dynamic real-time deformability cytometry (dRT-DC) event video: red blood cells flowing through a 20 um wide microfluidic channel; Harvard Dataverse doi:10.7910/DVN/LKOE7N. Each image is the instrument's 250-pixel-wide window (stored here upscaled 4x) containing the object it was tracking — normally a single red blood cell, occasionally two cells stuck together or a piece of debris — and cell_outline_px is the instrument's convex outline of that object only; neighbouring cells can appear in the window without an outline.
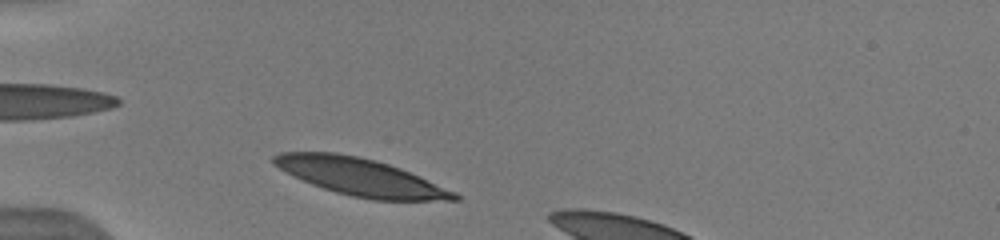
{"species": "human", "species_latin": "Homo sapiens", "temperature_condition": "warm", "stored_images_in_passage": 14, "camera_frame_rate_fps": 3000, "um_per_image_px": 0.085, "donor": {"sex": "male"}, "frame": {"image": 1, "passage_image": 1, "time_ms": 0.0, "image_size_px": [1000, 240], "cell_outline_px": [[460, 200], [372, 200], [352, 196], [336, 192], [312, 184], [272, 164], [272, 156], [280, 152], [336, 152], [376, 160], [400, 168], [456, 192], [460, 196]], "centroid_in_image_um": [30.65, 15.04], "position_along_channel_um": 54.4, "area_um2": 38.73}}
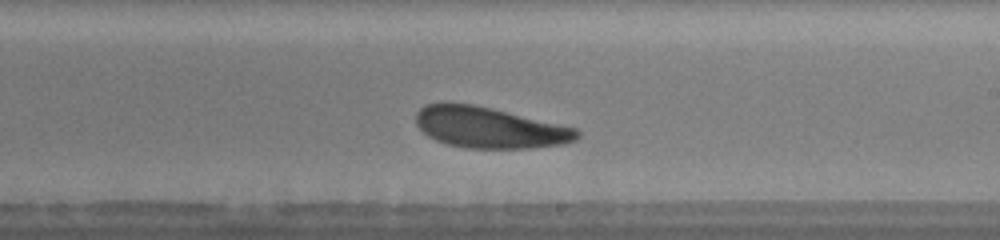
{"frame": {"image": 2, "passage_image": 12, "time_ms": 5.333, "image_size_px": [1000, 240], "cell_outline_px": [[580, 136], [576, 140], [560, 144], [532, 148], [464, 148], [448, 144], [436, 140], [428, 136], [416, 124], [416, 112], [424, 104], [448, 100], [472, 104], [492, 108], [576, 128], [580, 132]], "centroid_in_image_um": [41.54, 10.81], "position_along_channel_um": 247.5, "area_um2": 38.78}}